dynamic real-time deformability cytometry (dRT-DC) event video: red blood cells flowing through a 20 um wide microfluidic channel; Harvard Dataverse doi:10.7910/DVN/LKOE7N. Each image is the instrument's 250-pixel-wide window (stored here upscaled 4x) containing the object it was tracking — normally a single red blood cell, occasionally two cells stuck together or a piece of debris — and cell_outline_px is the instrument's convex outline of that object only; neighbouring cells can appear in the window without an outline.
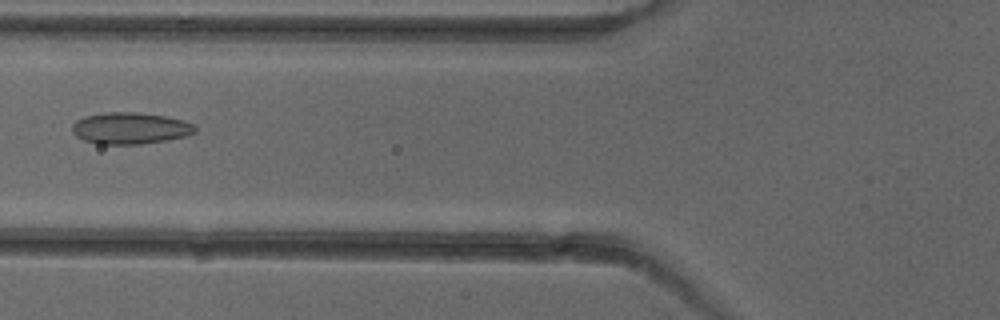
{"species": "common noctule bat (a hibernating species)", "species_latin": "Nyctalus noctula", "temperature_condition": "cold", "stored_images_in_passage": 2, "camera_frame_rate_fps": 3000, "um_per_image_px": 0.085, "animal": {"sex": "female"}, "frame": {"image": 1, "passage_image": 2, "time_ms": 1.0, "image_size_px": [1000, 320], "cell_outline_px": [[196, 132], [184, 136], [164, 140], [140, 144], [96, 144], [84, 140], [76, 136], [72, 132], [72, 124], [76, 120], [84, 116], [104, 112], [136, 112], [164, 116], [196, 124]], "centroid_in_image_um": [11.02, 10.89], "position_along_channel_um": 114.8, "area_um2": 22.6}}